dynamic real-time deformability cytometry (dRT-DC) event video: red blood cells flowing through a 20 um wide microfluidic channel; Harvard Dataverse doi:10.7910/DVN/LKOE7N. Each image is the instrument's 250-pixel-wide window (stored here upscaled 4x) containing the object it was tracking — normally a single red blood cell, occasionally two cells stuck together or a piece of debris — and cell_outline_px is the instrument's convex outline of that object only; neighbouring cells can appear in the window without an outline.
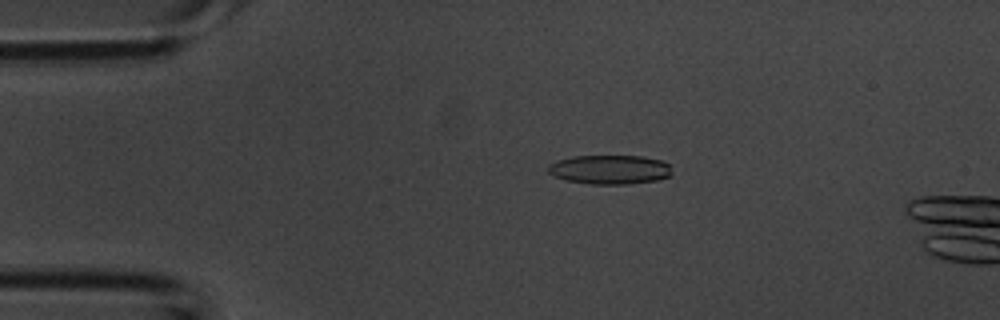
{"species": "common noctule bat (a hibernating species)", "species_latin": "Nyctalus noctula", "temperature_condition": "room temperature", "stored_images_in_passage": 10, "camera_frame_rate_fps": 3000, "um_per_image_px": 0.085, "animal": {"sex": "male", "body_mass_g": 20.1, "forearm_length_mm": 53.5}, "frame": {"image": 1, "passage_image": 7, "time_ms": 2.0, "image_size_px": [1000, 320], "cell_outline_px": [[672, 172], [668, 176], [656, 180], [628, 184], [588, 184], [564, 180], [552, 176], [548, 172], [548, 164], [556, 160], [572, 156], [640, 156], [660, 160], [668, 164]], "centroid_in_image_um": [51.76, 14.41], "position_along_channel_um": 33.2, "area_um2": 21.15}}